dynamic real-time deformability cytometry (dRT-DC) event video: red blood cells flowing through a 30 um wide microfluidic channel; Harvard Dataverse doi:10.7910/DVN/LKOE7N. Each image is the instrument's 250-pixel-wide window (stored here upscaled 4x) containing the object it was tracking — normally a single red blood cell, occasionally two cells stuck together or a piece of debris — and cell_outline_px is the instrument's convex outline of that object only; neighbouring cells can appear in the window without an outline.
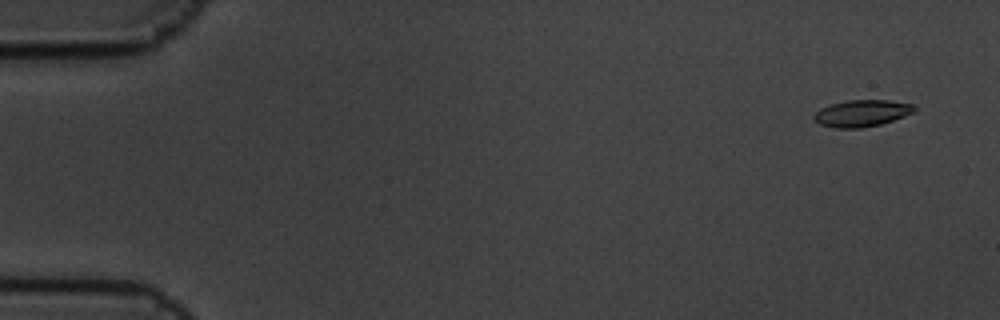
{"species": "common noctule bat (a hibernating species)", "species_latin": "Nyctalus noctula", "temperature_condition": "cold", "stored_images_in_passage": 8, "camera_frame_rate_fps": 3000, "um_per_image_px": 0.085, "animal": {"sex": "male", "body_mass_g": 19.5, "forearm_length_mm": 54.6}, "frame": {"image": 1, "passage_image": 1, "time_ms": 0.0, "image_size_px": [1000, 320], "cell_outline_px": [[916, 112], [880, 124], [860, 128], [832, 128], [820, 124], [812, 116], [820, 108], [832, 104], [848, 100], [888, 100], [916, 104]], "centroid_in_image_um": [73.29, 9.62], "position_along_channel_um": 11.7, "area_um2": 15.66}}
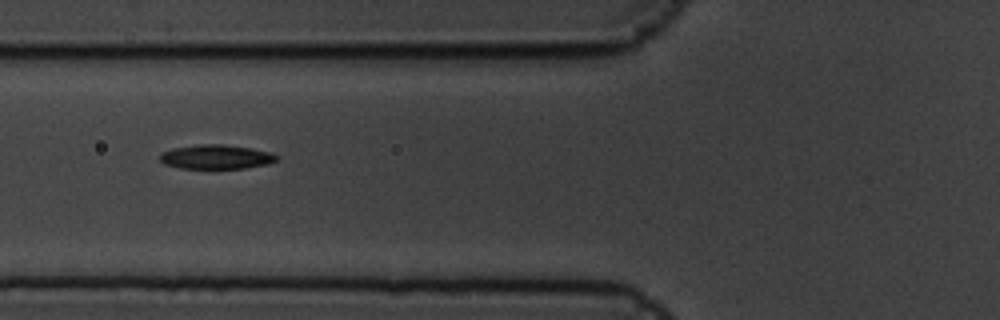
{"frame": {"image": 2, "passage_image": 6, "time_ms": 1.667, "image_size_px": [1000, 320], "cell_outline_px": [[280, 156], [276, 160], [268, 164], [244, 168], [180, 168], [164, 164], [160, 160], [160, 156], [164, 152], [172, 148], [200, 144], [224, 144], [252, 148], [272, 152]], "centroid_in_image_um": [18.41, 13.32], "position_along_channel_um": 107.4, "area_um2": 16.53}}
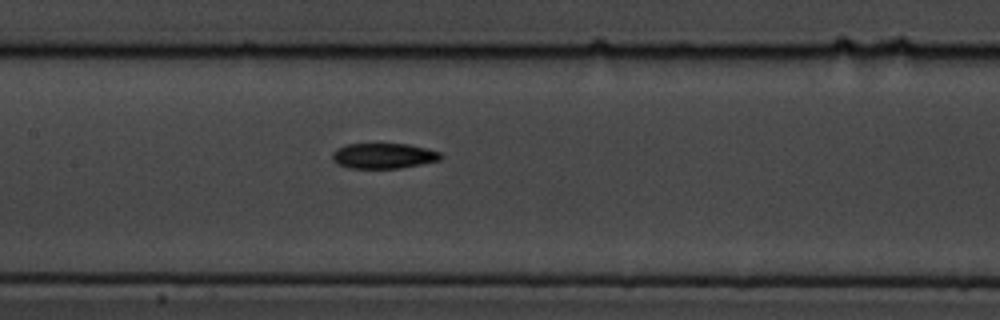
{"frame": {"image": 3, "passage_image": 8, "time_ms": 2.333, "image_size_px": [1000, 320], "cell_outline_px": [[444, 156], [440, 160], [400, 168], [348, 168], [336, 164], [332, 160], [332, 152], [336, 148], [344, 144], [408, 144], [428, 148], [440, 152]], "centroid_in_image_um": [32.58, 13.24], "position_along_channel_um": 174.8, "area_um2": 16.24}}